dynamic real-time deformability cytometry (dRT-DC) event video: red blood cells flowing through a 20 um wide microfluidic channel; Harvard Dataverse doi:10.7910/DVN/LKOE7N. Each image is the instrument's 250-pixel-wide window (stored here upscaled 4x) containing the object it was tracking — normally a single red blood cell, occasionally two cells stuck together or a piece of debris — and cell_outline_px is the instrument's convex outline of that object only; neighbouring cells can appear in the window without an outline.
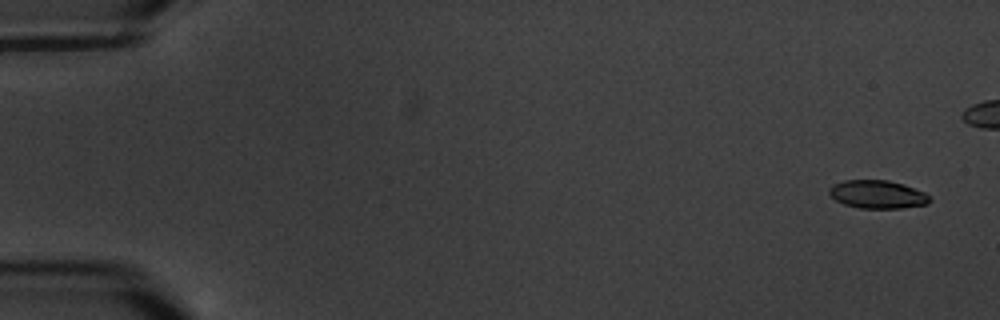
{"species": "common noctule bat (a hibernating species)", "species_latin": "Nyctalus noctula", "temperature_condition": "warm", "stored_images_in_passage": 6, "camera_frame_rate_fps": 3000, "um_per_image_px": 0.085, "animal": {"sex": "male", "body_mass_g": 20.1, "forearm_length_mm": 53.5}, "frame": {"image": 1, "passage_image": 1, "time_ms": 0.0, "image_size_px": [1000, 320], "cell_outline_px": [[932, 200], [928, 204], [900, 208], [860, 208], [844, 204], [836, 200], [828, 192], [828, 188], [832, 184], [844, 180], [888, 180], [904, 184], [924, 192], [932, 196]], "centroid_in_image_um": [74.61, 16.51], "position_along_channel_um": 10.4, "area_um2": 16.65}}